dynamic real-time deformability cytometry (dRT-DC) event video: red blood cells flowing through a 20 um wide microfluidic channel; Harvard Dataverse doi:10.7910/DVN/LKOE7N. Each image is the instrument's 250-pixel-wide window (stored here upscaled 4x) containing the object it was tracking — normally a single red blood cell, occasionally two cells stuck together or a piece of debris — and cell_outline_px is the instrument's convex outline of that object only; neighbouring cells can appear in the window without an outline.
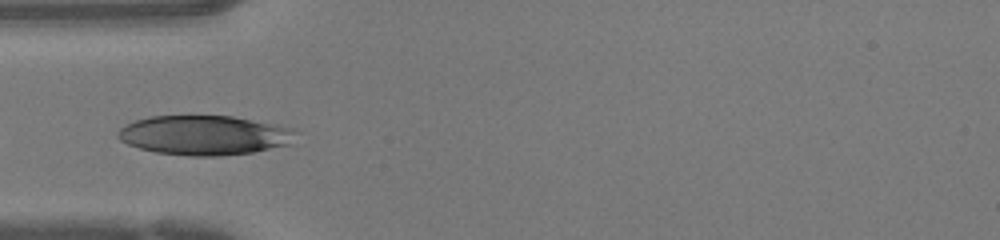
{"species": "human", "species_latin": "Homo sapiens", "temperature_condition": "warm", "stored_images_in_passage": 34, "camera_frame_rate_fps": 3000, "um_per_image_px": 0.085, "donor": {"sex": "female"}, "frame": {"image": 1, "passage_image": 1, "time_ms": 0.0, "image_size_px": [1000, 240], "cell_outline_px": [[300, 132], [292, 144], [252, 152], [220, 156], [192, 156], [156, 152], [140, 148], [128, 144], [120, 140], [116, 136], [116, 132], [120, 128], [136, 120], [148, 116], [232, 116], [276, 124], [296, 128]], "centroid_in_image_um": [17.44, 11.49], "position_along_channel_um": 67.6, "area_um2": 41.33}}
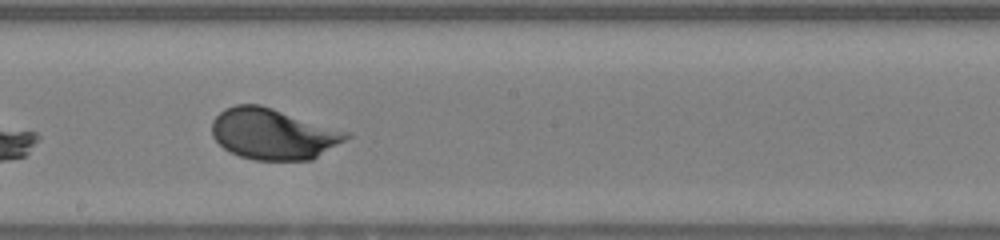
{"frame": {"image": 2, "passage_image": 12, "time_ms": 3.667, "image_size_px": [1000, 240], "cell_outline_px": [[352, 136], [312, 160], [256, 160], [240, 156], [228, 152], [212, 136], [212, 120], [224, 108], [236, 104], [260, 104], [352, 132]], "centroid_in_image_um": [23.24, 11.38], "position_along_channel_um": 225.0, "area_um2": 40.23}}
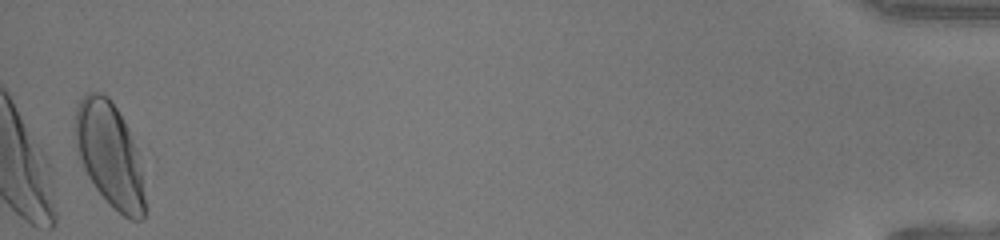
{"frame": {"image": 3, "passage_image": 33, "time_ms": 10.667, "image_size_px": [1000, 240], "cell_outline_px": [[144, 220], [132, 220], [124, 216], [108, 204], [96, 188], [88, 176], [76, 152], [76, 108], [80, 100], [88, 92], [100, 92], [108, 96], [124, 120], [128, 128], [136, 148], [140, 172], [144, 200]], "centroid_in_image_um": [9.3, 13.15], "position_along_channel_um": 425.9, "area_um2": 41.67}}